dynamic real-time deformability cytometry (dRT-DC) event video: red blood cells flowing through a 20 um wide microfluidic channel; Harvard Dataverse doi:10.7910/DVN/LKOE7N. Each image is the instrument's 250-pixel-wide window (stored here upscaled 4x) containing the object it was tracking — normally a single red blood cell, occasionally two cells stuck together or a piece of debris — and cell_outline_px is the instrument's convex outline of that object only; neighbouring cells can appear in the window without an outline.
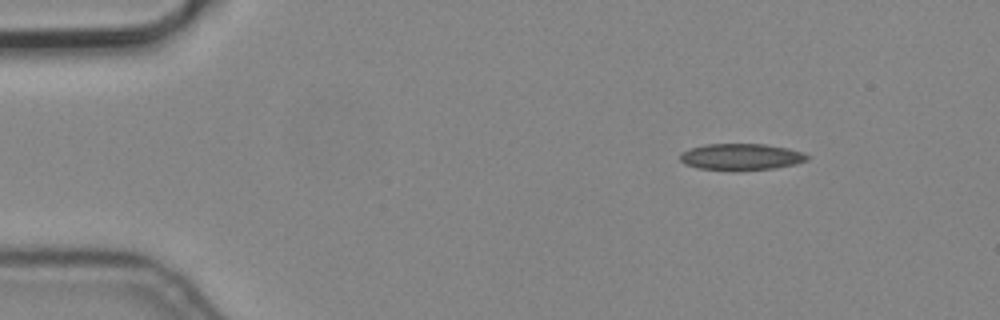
{"species": "common noctule bat (a hibernating species)", "species_latin": "Nyctalus noctula", "temperature_condition": "cold", "stored_images_in_passage": 7, "segment_of_instrument_passage": [2, 2], "camera_frame_rate_fps": 3000, "um_per_image_px": 0.085, "animal": {"sex": "male", "body_mass_g": 19.2, "forearm_length_mm": 51.8}, "frame": {"image": 1, "passage_image": 7, "time_ms": 2.0, "image_size_px": [1000, 320], "cell_outline_px": [[808, 160], [796, 164], [776, 168], [700, 168], [684, 164], [680, 160], [680, 152], [688, 148], [708, 144], [764, 144], [788, 148], [804, 152], [808, 156]], "centroid_in_image_um": [63.01, 13.29], "position_along_channel_um": 22.0, "area_um2": 19.02}}